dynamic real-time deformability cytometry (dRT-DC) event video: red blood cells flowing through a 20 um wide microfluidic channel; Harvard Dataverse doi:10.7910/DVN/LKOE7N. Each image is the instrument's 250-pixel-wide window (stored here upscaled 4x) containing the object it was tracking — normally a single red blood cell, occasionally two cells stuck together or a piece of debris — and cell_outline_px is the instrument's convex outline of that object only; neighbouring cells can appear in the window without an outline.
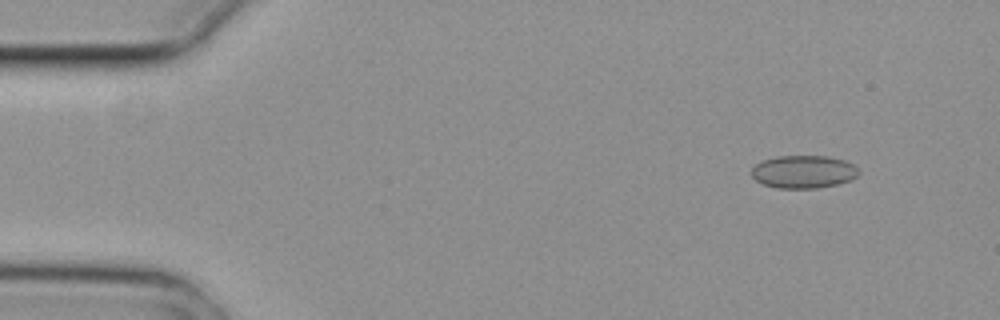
{"species": "common noctule bat (a hibernating species)", "species_latin": "Nyctalus noctula", "temperature_condition": "cold", "stored_images_in_passage": 4, "camera_frame_rate_fps": 3000, "um_per_image_px": 0.085, "animal": {"sex": "female", "body_mass_g": 29.2, "forearm_length_mm": 56.3}, "frame": {"image": 1, "passage_image": 2, "time_ms": 0.333, "image_size_px": [1000, 320], "cell_outline_px": [[860, 172], [852, 180], [836, 184], [816, 188], [776, 188], [764, 184], [756, 180], [752, 176], [752, 168], [756, 164], [764, 160], [776, 156], [828, 156], [844, 160], [852, 164]], "centroid_in_image_um": [68.3, 14.6], "position_along_channel_um": 16.7, "area_um2": 20.4}}
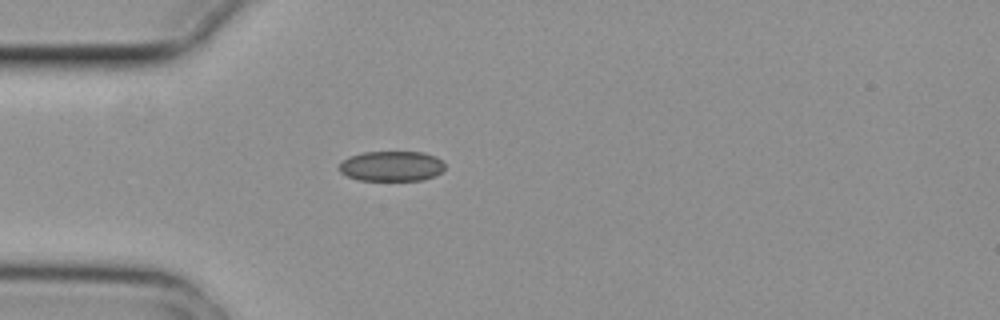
{"frame": {"image": 2, "passage_image": 4, "time_ms": 1.0, "image_size_px": [1000, 320], "cell_outline_px": [[444, 168], [440, 172], [424, 180], [360, 180], [348, 176], [340, 172], [336, 168], [348, 156], [364, 152], [424, 152], [436, 156], [444, 164]], "centroid_in_image_um": [33.25, 14.11], "position_along_channel_um": 51.7, "area_um2": 18.55}}